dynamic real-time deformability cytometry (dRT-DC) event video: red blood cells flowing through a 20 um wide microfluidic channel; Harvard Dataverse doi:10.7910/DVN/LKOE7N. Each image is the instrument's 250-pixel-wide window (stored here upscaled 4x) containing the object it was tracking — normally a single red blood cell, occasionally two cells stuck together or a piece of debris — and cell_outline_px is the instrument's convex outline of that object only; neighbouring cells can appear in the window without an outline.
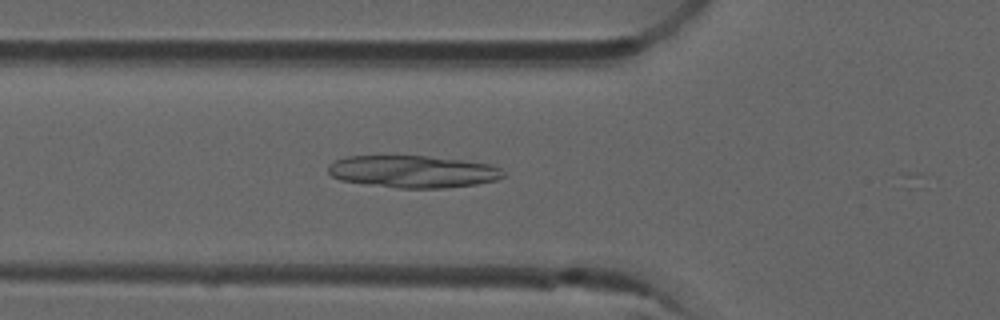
{"species": "common noctule bat (a hibernating species)", "species_latin": "Nyctalus noctula", "temperature_condition": "room temperature", "stored_images_in_passage": 17, "camera_frame_rate_fps": 3000, "um_per_image_px": 0.085, "animal": {"sex": "male", "forearm_length_mm": 52.5}, "frame": {"image": 1, "passage_image": 3, "time_ms": 0.667, "image_size_px": [1000, 320], "cell_outline_px": [[504, 176], [496, 180], [476, 184], [444, 188], [396, 188], [340, 180], [332, 176], [328, 172], [328, 164], [336, 160], [348, 156], [428, 156], [460, 160], [488, 164], [500, 168], [504, 172]], "centroid_in_image_um": [35.08, 14.59], "position_along_channel_um": 90.7, "area_um2": 32.71}}
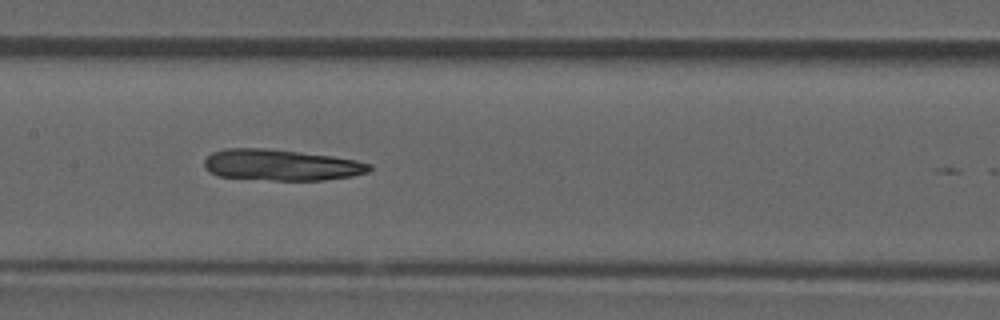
{"frame": {"image": 2, "passage_image": 10, "time_ms": 3.0, "image_size_px": [1000, 320], "cell_outline_px": [[372, 168], [368, 172], [352, 176], [324, 180], [272, 180], [216, 176], [208, 172], [204, 168], [204, 160], [212, 152], [224, 148], [268, 148], [332, 156], [356, 160], [372, 164]], "centroid_in_image_um": [23.87, 14.02], "position_along_channel_um": 183.5, "area_um2": 30.17}}
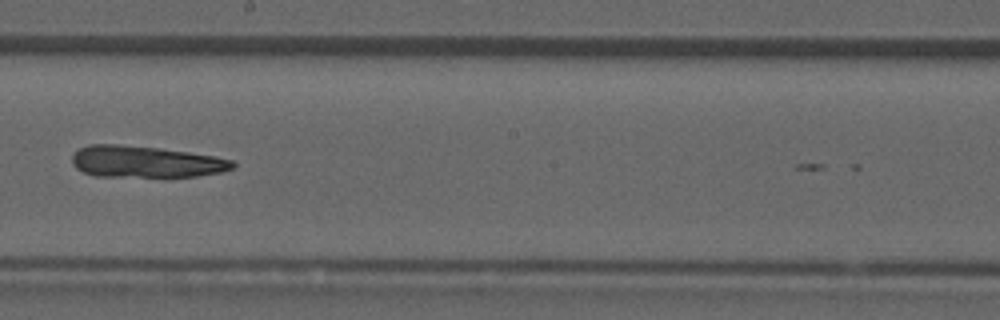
{"frame": {"image": 3, "passage_image": 14, "time_ms": 4.333, "image_size_px": [1000, 320], "cell_outline_px": [[236, 164], [232, 168], [220, 172], [196, 176], [164, 180], [96, 176], [84, 172], [76, 168], [72, 164], [72, 156], [80, 148], [88, 144], [116, 144], [160, 148], [216, 156], [232, 160]], "centroid_in_image_um": [12.39, 13.8], "position_along_channel_um": 235.8, "area_um2": 30.81}}